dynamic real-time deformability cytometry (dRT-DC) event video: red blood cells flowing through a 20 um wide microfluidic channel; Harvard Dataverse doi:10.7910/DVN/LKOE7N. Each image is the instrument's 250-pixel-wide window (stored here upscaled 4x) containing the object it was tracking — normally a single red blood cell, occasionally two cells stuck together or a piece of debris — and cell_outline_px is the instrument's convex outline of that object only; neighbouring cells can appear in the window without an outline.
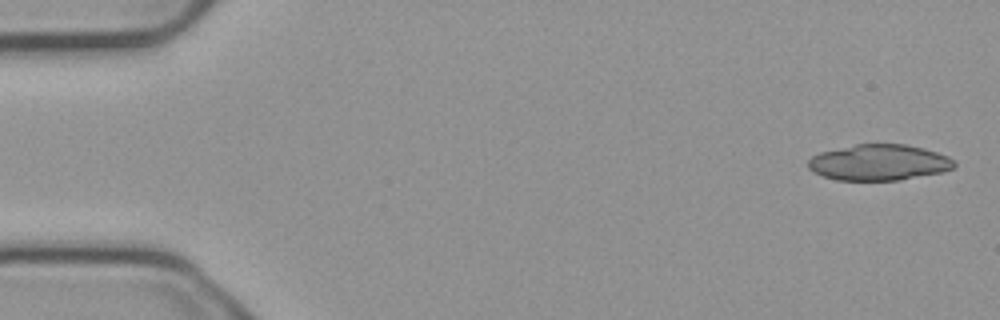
{"species": "common noctule bat (a hibernating species)", "species_latin": "Nyctalus noctula", "temperature_condition": "cold", "stored_images_in_passage": 19, "camera_frame_rate_fps": 3000, "um_per_image_px": 0.085, "animal": {"sex": "male", "body_mass_g": 23.1, "forearm_length_mm": 52.7}, "frame": {"image": 1, "passage_image": 2, "time_ms": 0.333, "image_size_px": [1000, 320], "cell_outline_px": [[956, 164], [952, 168], [940, 172], [900, 180], [836, 180], [824, 176], [808, 168], [808, 160], [812, 156], [820, 152], [856, 144], [904, 144], [924, 148], [948, 156]], "centroid_in_image_um": [74.69, 13.8], "position_along_channel_um": 10.3, "area_um2": 30.35}}